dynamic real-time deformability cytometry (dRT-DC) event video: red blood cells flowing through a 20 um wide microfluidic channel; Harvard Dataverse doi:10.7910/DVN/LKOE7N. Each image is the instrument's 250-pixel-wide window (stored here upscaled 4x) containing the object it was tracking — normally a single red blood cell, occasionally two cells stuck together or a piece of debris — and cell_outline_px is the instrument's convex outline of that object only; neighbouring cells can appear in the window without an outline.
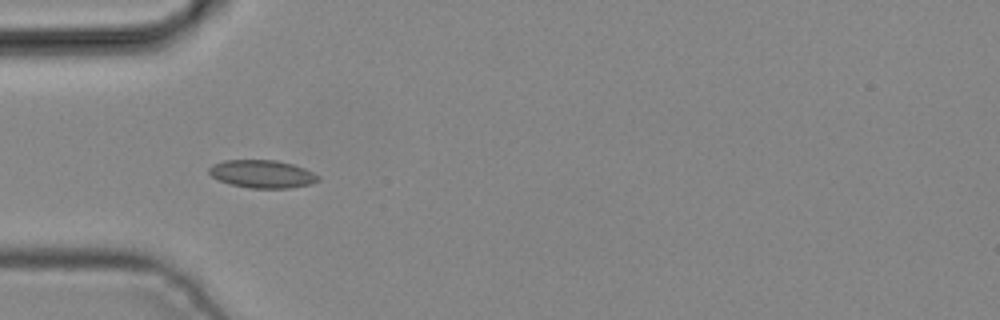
{"species": "common noctule bat (a hibernating species)", "species_latin": "Nyctalus noctula", "temperature_condition": "cold", "stored_images_in_passage": 4, "camera_frame_rate_fps": 3000, "um_per_image_px": 0.085, "animal": {"sex": "male", "body_mass_g": 19.2, "forearm_length_mm": 51.8}, "frame": {"image": 1, "passage_image": 3, "time_ms": 0.667, "image_size_px": [1000, 320], "cell_outline_px": [[320, 180], [312, 184], [288, 188], [248, 188], [232, 184], [220, 180], [212, 176], [208, 172], [208, 168], [212, 164], [224, 160], [276, 160], [292, 164], [304, 168], [320, 176]], "centroid_in_image_um": [22.3, 14.78], "position_along_channel_um": 62.7, "area_um2": 17.74}}
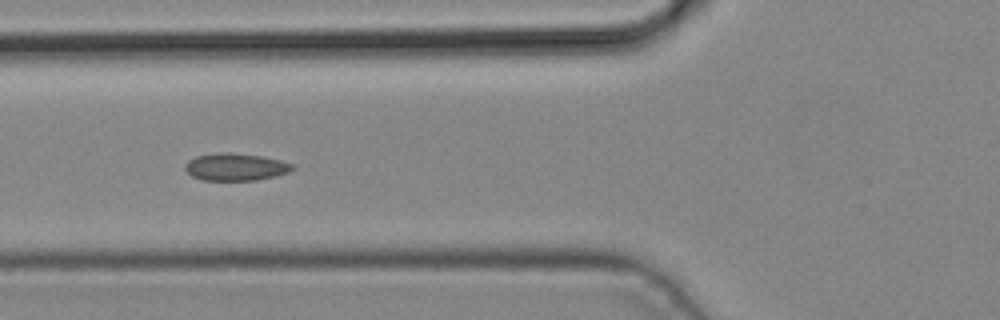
{"frame": {"image": 2, "passage_image": 4, "time_ms": 1.0, "image_size_px": [1000, 320], "cell_outline_px": [[296, 168], [288, 172], [276, 176], [256, 180], [204, 180], [192, 176], [184, 168], [184, 164], [188, 160], [196, 156], [224, 152], [228, 152], [264, 156], [280, 160], [292, 164]], "centroid_in_image_um": [20.03, 14.18], "position_along_channel_um": 105.8, "area_um2": 17.11}}